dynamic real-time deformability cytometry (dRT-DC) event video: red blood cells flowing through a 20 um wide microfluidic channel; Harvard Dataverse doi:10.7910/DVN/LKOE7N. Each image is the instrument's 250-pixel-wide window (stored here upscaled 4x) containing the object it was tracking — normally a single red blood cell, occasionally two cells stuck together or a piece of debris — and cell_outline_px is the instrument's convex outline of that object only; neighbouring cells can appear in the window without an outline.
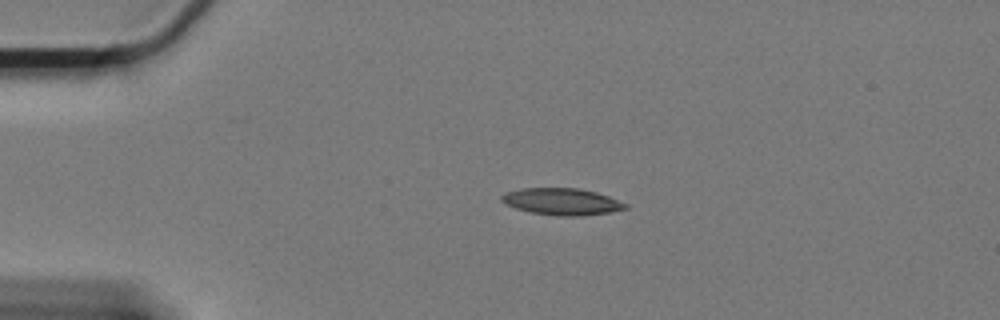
{"species": "Egyptian fruit bat (a non-hibernating species)", "species_latin": "Rousettus aegyptiacus", "temperature_condition": "cold", "stored_images_in_passage": 48, "camera_frame_rate_fps": 3000, "um_per_image_px": 0.085, "animal": {"sex": "female"}, "frame": {"image": 1, "passage_image": 1, "time_ms": 0.0, "image_size_px": [1000, 320], "cell_outline_px": [[628, 208], [608, 212], [580, 216], [556, 216], [528, 212], [504, 204], [500, 200], [500, 196], [508, 192], [524, 188], [576, 188], [596, 192], [608, 196], [628, 204]], "centroid_in_image_um": [47.73, 17.14], "position_along_channel_um": 37.3, "area_um2": 19.31}}
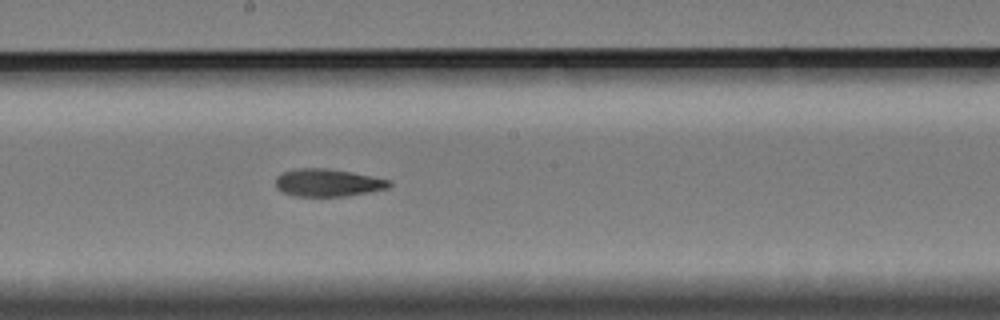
{"frame": {"image": 2, "passage_image": 21, "time_ms": 6.667, "image_size_px": [1000, 320], "cell_outline_px": [[392, 184], [388, 188], [348, 196], [292, 196], [276, 188], [276, 176], [284, 172], [296, 168], [328, 168], [352, 172], [392, 180]], "centroid_in_image_um": [27.88, 15.52], "position_along_channel_um": 220.3, "area_um2": 18.38}}
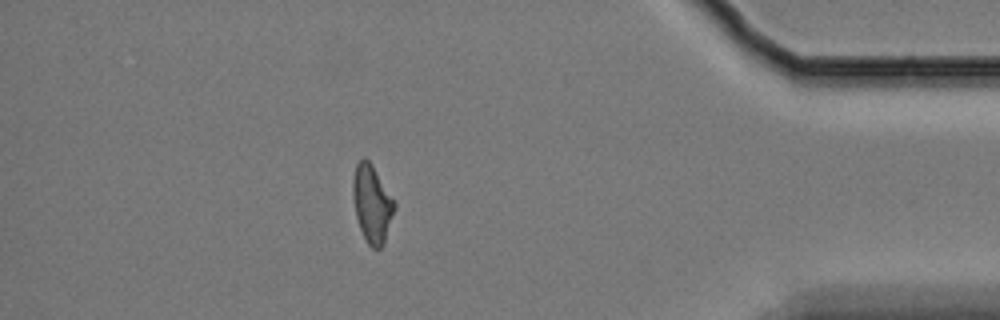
{"frame": {"image": 3, "passage_image": 41, "time_ms": 13.333, "image_size_px": [1000, 320], "cell_outline_px": [[396, 208], [384, 244], [380, 248], [372, 248], [368, 244], [360, 228], [356, 216], [352, 196], [352, 180], [356, 164], [364, 156], [372, 164], [396, 204]], "centroid_in_image_um": [31.62, 17.32], "position_along_channel_um": 403.6, "area_um2": 18.79}, "authors_computed_cell_mechanics": {"area_um2": 18.9006, "velocity_mm_per_s": 3.3098, "shape_relaxation_time_tau1_ms": null, "shape_relaxation_time_tau2_ms": 5.7153, "deformation_change_tau1": null, "deformation_change_tau2": 0.1457}}